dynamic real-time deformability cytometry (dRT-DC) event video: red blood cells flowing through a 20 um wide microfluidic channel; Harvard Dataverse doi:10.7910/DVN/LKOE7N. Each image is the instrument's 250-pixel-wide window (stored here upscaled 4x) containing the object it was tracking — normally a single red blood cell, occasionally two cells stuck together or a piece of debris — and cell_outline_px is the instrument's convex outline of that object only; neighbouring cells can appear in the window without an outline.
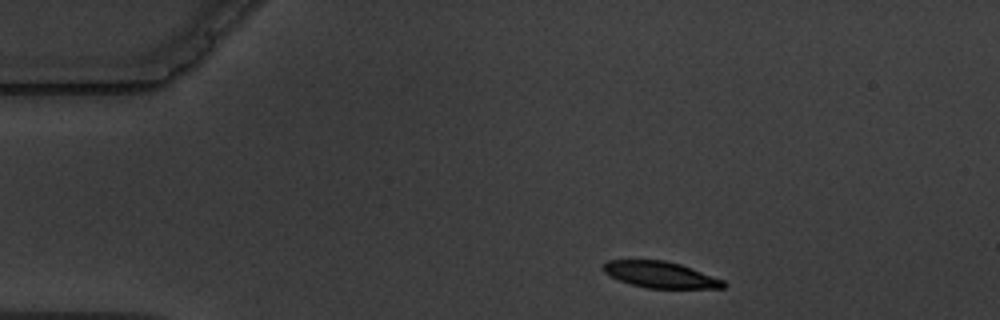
{"species": "common noctule bat (a hibernating species)", "species_latin": "Nyctalus noctula", "temperature_condition": "warm", "stored_images_in_passage": 3, "camera_frame_rate_fps": 3000, "um_per_image_px": 0.085, "animal": {"sex": "male", "body_mass_g": 19.5, "forearm_length_mm": 54.6}, "frame": {"image": 1, "passage_image": 1, "time_ms": 0.0, "image_size_px": [1000, 320], "cell_outline_px": [[728, 284], [724, 288], [648, 288], [632, 284], [620, 280], [604, 272], [600, 268], [608, 260], [664, 260], [680, 264], [724, 280]], "centroid_in_image_um": [56.15, 23.35], "position_along_channel_um": 28.9, "area_um2": 18.26}}